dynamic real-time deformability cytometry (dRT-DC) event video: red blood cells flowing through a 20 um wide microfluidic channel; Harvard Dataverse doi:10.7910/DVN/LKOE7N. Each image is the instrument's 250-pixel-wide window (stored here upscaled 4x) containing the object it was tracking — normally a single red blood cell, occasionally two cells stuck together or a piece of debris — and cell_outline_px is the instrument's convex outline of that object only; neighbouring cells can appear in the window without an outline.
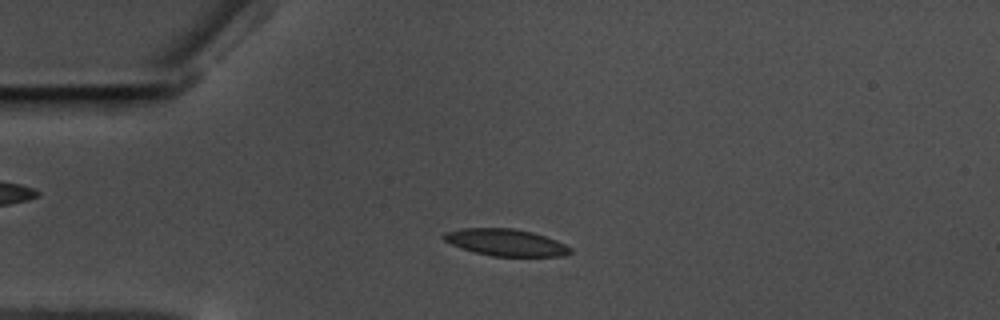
{"species": "common noctule bat (a hibernating species)", "species_latin": "Nyctalus noctula", "temperature_condition": "warm", "stored_images_in_passage": 57, "camera_frame_rate_fps": 3000, "um_per_image_px": 0.085, "animal": {"sex": "male", "body_mass_g": 17.5, "forearm_length_mm": 52.3}, "frame": {"image": 1, "passage_image": 13, "time_ms": 4.0, "image_size_px": [1000, 320], "cell_outline_px": [[572, 252], [564, 256], [492, 256], [460, 248], [444, 240], [440, 236], [444, 232], [464, 228], [512, 228], [532, 232], [556, 240], [572, 248]], "centroid_in_image_um": [42.98, 20.6], "position_along_channel_um": 42.0, "area_um2": 19.77}}
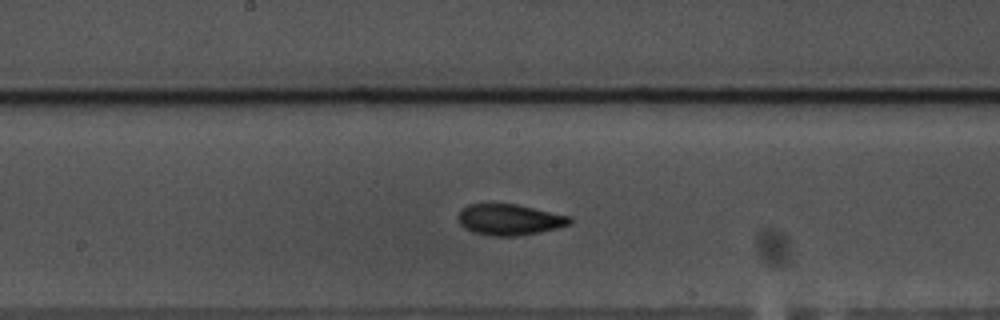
{"frame": {"image": 2, "passage_image": 29, "time_ms": 9.333, "image_size_px": [1000, 320], "cell_outline_px": [[572, 220], [568, 224], [556, 228], [516, 236], [492, 236], [476, 232], [464, 228], [460, 224], [456, 216], [468, 204], [516, 204], [572, 216]], "centroid_in_image_um": [43.29, 18.66], "position_along_channel_um": 204.9, "area_um2": 19.94}}
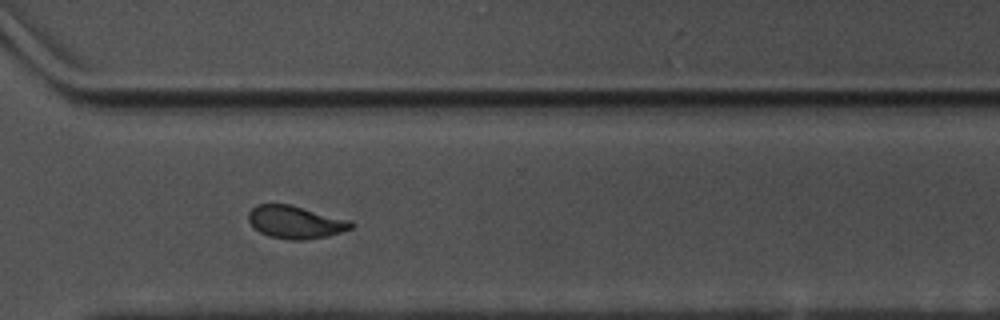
{"frame": {"image": 3, "passage_image": 41, "time_ms": 13.333, "image_size_px": [1000, 320], "cell_outline_px": [[356, 224], [352, 228], [328, 236], [304, 240], [292, 240], [268, 236], [260, 232], [248, 220], [248, 212], [256, 204], [288, 204], [352, 220]], "centroid_in_image_um": [25.14, 18.88], "position_along_channel_um": 345.5, "area_um2": 19.59}, "authors_computed_cell_mechanics": {"area_um2": 19.7676, "velocity_mm_per_s": 3.5126, "shape_relaxation_time_tau1_ms": 9.2095, "shape_relaxation_time_tau2_ms": 2.0876, "deformation_change_tau1": 0.1882, "deformation_change_tau2": 0.0746}}